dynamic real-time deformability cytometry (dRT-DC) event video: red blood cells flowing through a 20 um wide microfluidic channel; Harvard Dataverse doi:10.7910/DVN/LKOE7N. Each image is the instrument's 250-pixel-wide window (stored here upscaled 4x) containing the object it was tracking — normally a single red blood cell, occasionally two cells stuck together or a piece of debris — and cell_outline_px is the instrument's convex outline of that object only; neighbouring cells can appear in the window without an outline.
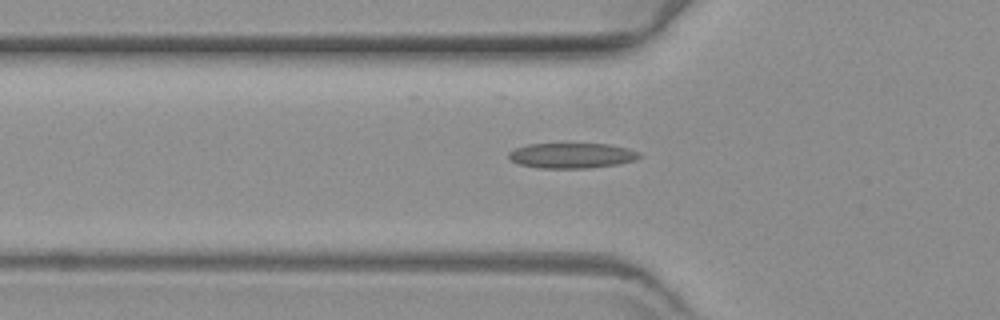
{"species": "common noctule bat (a hibernating species)", "species_latin": "Nyctalus noctula", "temperature_condition": "warm", "stored_images_in_passage": 33, "camera_frame_rate_fps": 3000, "um_per_image_px": 0.085, "animal": {"sex": "female", "body_mass_g": 19.3, "forearm_length_mm": 54.1}, "frame": {"image": 1, "passage_image": 2, "time_ms": 0.333, "image_size_px": [1000, 320], "cell_outline_px": [[640, 156], [636, 160], [620, 164], [588, 168], [540, 168], [520, 164], [508, 160], [508, 152], [516, 148], [528, 144], [608, 144], [628, 148], [640, 152]], "centroid_in_image_um": [48.61, 13.22], "position_along_channel_um": 77.2, "area_um2": 19.31}}
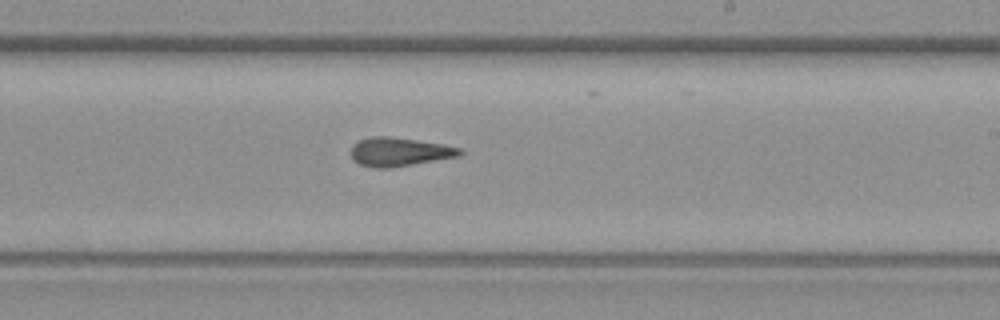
{"frame": {"image": 2, "passage_image": 17, "time_ms": 5.333, "image_size_px": [1000, 320], "cell_outline_px": [[464, 152], [460, 156], [392, 168], [372, 168], [360, 164], [352, 160], [352, 144], [360, 140], [372, 136], [388, 136], [416, 140], [440, 144], [460, 148]], "centroid_in_image_um": [33.92, 12.92], "position_along_channel_um": 255.1, "area_um2": 18.21}}
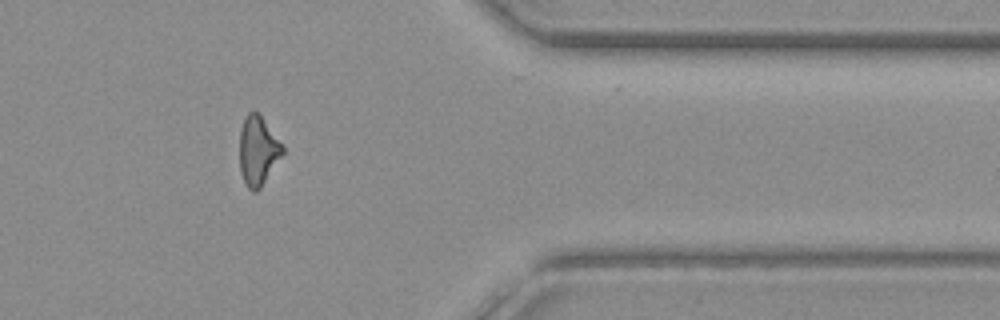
{"frame": {"image": 3, "passage_image": 30, "time_ms": 9.667, "image_size_px": [1000, 320], "cell_outline_px": [[284, 152], [260, 188], [256, 192], [252, 192], [248, 188], [240, 172], [240, 128], [244, 116], [252, 108], [260, 116], [284, 148]], "centroid_in_image_um": [21.89, 12.81], "position_along_channel_um": 389.5, "area_um2": 17.05}}